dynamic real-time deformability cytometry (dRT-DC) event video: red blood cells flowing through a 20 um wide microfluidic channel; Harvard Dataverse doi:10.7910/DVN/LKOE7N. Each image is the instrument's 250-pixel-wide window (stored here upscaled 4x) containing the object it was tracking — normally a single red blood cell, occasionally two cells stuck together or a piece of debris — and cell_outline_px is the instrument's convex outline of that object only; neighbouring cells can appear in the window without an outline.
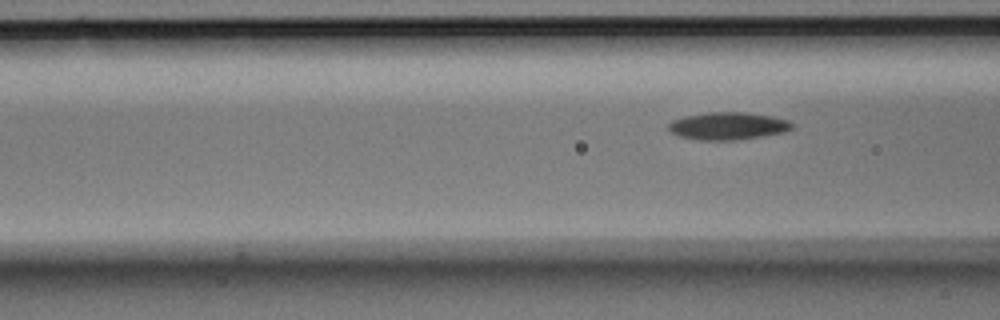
{"species": "Egyptian fruit bat (a non-hibernating species)", "species_latin": "Rousettus aegyptiacus", "temperature_condition": "room temperature", "stored_images_in_passage": 7, "camera_frame_rate_fps": 3000, "um_per_image_px": 0.085, "animal": {"sex": "male"}, "frame": {"image": 1, "passage_image": 7, "time_ms": 2.0, "image_size_px": [1000, 320], "cell_outline_px": [[792, 128], [784, 132], [736, 140], [700, 140], [680, 136], [672, 132], [668, 128], [668, 124], [672, 120], [684, 116], [708, 112], [748, 112], [772, 116], [788, 120], [792, 124]], "centroid_in_image_um": [61.86, 10.69], "position_along_channel_um": 104.7, "area_um2": 19.71}}